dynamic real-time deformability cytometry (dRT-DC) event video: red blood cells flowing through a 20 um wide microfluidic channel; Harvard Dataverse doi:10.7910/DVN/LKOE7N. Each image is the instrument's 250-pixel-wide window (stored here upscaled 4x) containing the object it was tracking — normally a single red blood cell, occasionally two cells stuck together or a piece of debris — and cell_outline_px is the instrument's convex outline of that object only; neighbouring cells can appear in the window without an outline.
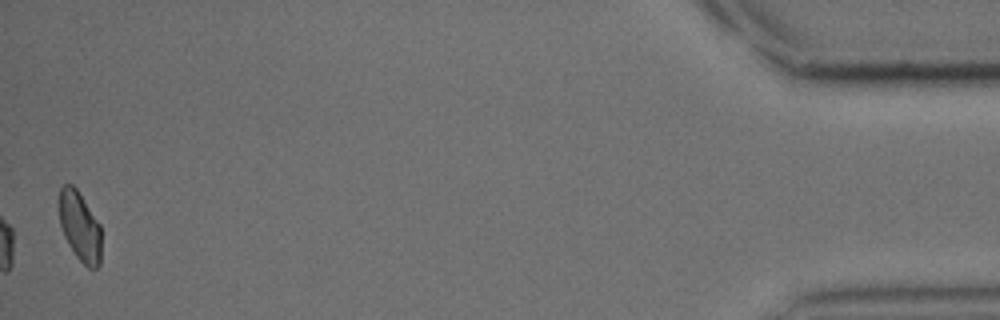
{"species": "common noctule bat (a hibernating species)", "species_latin": "Nyctalus noctula", "temperature_condition": "cold", "stored_images_in_passage": 48, "segment_of_instrument_passage": [2, 2], "camera_frame_rate_fps": 3000, "um_per_image_px": 0.085, "animal": {"sex": "male", "body_mass_g": 15.6}, "frame": {"image": 1, "passage_image": 48, "time_ms": 15.667, "image_size_px": [1000, 320], "cell_outline_px": [[100, 264], [96, 268], [88, 268], [76, 256], [68, 244], [64, 236], [60, 224], [60, 188], [64, 184], [72, 184], [76, 188], [100, 224]], "centroid_in_image_um": [6.79, 19.26], "position_along_channel_um": 428.4, "area_um2": 16.82}}